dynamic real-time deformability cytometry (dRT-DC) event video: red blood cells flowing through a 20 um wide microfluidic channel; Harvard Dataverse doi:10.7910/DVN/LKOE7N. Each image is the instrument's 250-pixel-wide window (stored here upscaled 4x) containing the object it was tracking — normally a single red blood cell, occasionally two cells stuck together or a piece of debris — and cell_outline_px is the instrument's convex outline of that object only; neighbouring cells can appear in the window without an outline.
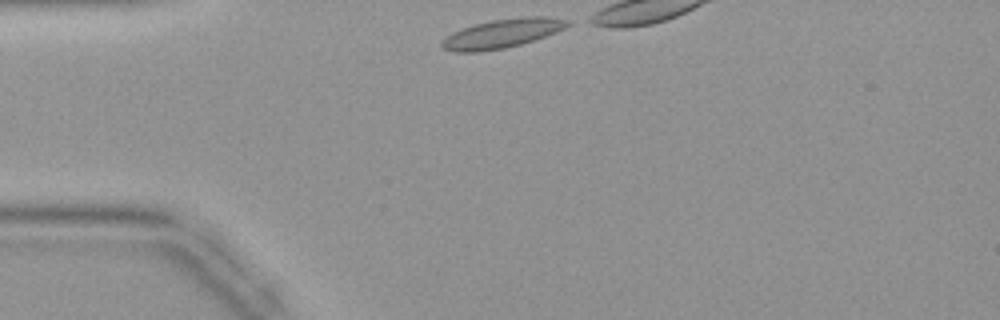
{"species": "common noctule bat (a hibernating species)", "species_latin": "Nyctalus noctula", "temperature_condition": "warm", "stored_images_in_passage": 9, "camera_frame_rate_fps": 3000, "um_per_image_px": 0.085, "animal": {"sex": "female", "body_mass_g": 19.9}, "frame": {"image": 1, "passage_image": 1, "time_ms": 0.0, "image_size_px": [1000, 320], "cell_outline_px": [[572, 24], [556, 32], [520, 44], [504, 48], [480, 52], [456, 52], [440, 48], [440, 40], [452, 32], [460, 28], [492, 20], [524, 16], [544, 16], [572, 20]], "centroid_in_image_um": [42.65, 2.84], "position_along_channel_um": 42.4, "area_um2": 21.39}}